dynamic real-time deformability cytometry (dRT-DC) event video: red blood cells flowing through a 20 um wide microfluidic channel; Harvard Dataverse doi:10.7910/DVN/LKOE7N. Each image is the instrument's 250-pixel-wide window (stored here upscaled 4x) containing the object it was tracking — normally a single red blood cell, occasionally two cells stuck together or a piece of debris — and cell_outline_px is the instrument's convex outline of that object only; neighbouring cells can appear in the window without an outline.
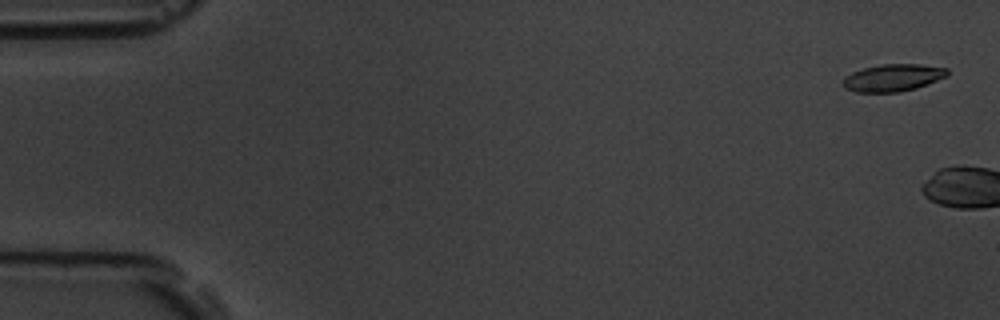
{"species": "common noctule bat (a hibernating species)", "species_latin": "Nyctalus noctula", "temperature_condition": "room temperature", "stored_images_in_passage": 2, "camera_frame_rate_fps": 3000, "um_per_image_px": 0.085, "animal": {"sex": "male", "body_mass_g": 19.5, "forearm_length_mm": 54.6}, "frame": {"image": 1, "passage_image": 1, "time_ms": 0.0, "image_size_px": [1000, 320], "cell_outline_px": [[948, 76], [916, 88], [900, 92], [856, 92], [844, 88], [840, 80], [844, 76], [852, 72], [864, 68], [880, 64], [920, 64], [948, 68]], "centroid_in_image_um": [75.87, 6.6], "position_along_channel_um": 9.1, "area_um2": 16.76}}